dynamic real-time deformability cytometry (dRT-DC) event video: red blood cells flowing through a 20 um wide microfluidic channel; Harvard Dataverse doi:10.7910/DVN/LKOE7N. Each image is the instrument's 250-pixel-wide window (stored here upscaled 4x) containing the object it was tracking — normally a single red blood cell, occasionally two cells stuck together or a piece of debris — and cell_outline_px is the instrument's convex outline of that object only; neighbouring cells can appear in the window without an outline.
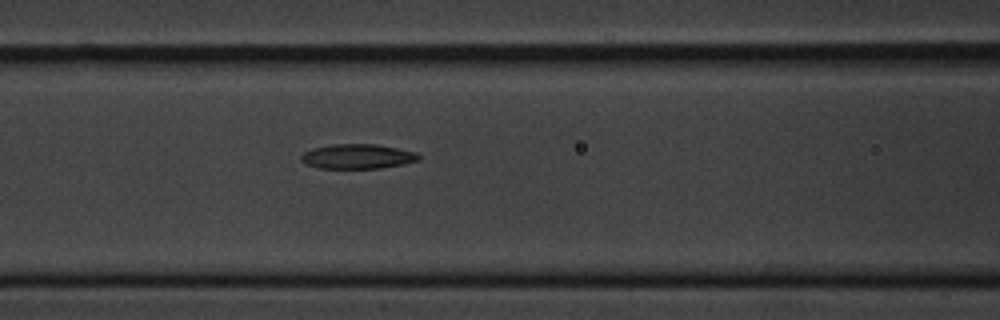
{"species": "common noctule bat (a hibernating species)", "species_latin": "Nyctalus noctula", "temperature_condition": "cold", "stored_images_in_passage": 8, "camera_frame_rate_fps": 3000, "um_per_image_px": 0.085, "animal": {"sex": "male", "body_mass_g": 20.1, "forearm_length_mm": 53.5}, "frame": {"image": 1, "passage_image": 8, "time_ms": 9.0, "image_size_px": [1000, 320], "cell_outline_px": [[420, 160], [404, 164], [380, 168], [320, 168], [308, 164], [300, 160], [300, 156], [304, 152], [312, 148], [332, 144], [376, 144], [416, 152], [420, 156]], "centroid_in_image_um": [30.4, 13.29], "position_along_channel_um": 136.2, "area_um2": 16.88}}